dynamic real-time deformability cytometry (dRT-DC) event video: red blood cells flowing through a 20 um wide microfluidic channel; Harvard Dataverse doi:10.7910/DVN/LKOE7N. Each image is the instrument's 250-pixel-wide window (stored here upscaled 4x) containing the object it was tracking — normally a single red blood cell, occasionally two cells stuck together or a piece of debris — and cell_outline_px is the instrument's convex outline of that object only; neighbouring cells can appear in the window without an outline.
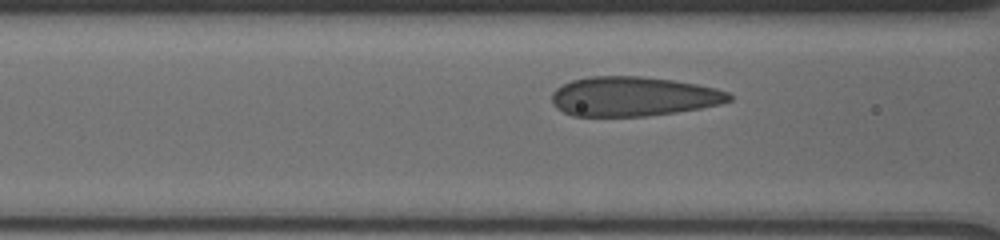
{"species": "human", "species_latin": "Homo sapiens", "temperature_condition": "cold", "stored_images_in_passage": 18, "camera_frame_rate_fps": 3000, "um_per_image_px": 0.085, "donor": {"sex": "male"}, "frame": {"image": 1, "passage_image": 13, "time_ms": 2.333, "image_size_px": [1000, 240], "cell_outline_px": [[732, 100], [720, 104], [700, 108], [644, 116], [572, 116], [556, 108], [552, 104], [552, 92], [556, 88], [572, 80], [588, 76], [644, 76], [672, 80], [696, 84], [716, 88], [728, 92], [732, 96]], "centroid_in_image_um": [53.8, 8.19], "position_along_channel_um": 112.8, "area_um2": 40.81}}